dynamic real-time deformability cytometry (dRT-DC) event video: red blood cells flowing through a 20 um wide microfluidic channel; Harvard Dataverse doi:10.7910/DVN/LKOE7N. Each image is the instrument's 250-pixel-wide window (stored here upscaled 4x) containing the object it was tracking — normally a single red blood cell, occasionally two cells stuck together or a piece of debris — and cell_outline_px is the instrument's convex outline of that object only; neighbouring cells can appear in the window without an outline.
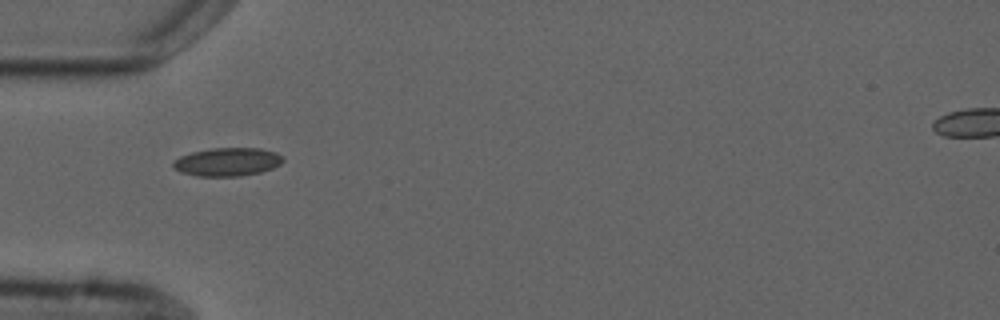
{"species": "common noctule bat (a hibernating species)", "species_latin": "Nyctalus noctula", "temperature_condition": "cold", "stored_images_in_passage": 2, "camera_frame_rate_fps": 3000, "um_per_image_px": 0.085, "animal": {"sex": "male", "forearm_length_mm": 52.5}, "frame": {"image": 1, "passage_image": 1, "time_ms": 0.0, "image_size_px": [1000, 320], "cell_outline_px": [[284, 160], [280, 164], [272, 168], [260, 172], [240, 176], [196, 176], [180, 172], [172, 164], [172, 160], [180, 156], [192, 152], [212, 148], [260, 148], [276, 152], [284, 156]], "centroid_in_image_um": [19.33, 13.75], "position_along_channel_um": 65.7, "area_um2": 18.21}}
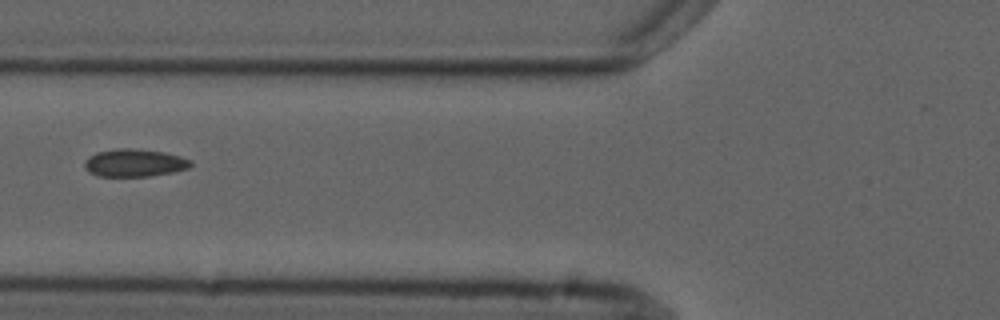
{"frame": {"image": 2, "passage_image": 2, "time_ms": 1.333, "image_size_px": [1000, 320], "cell_outline_px": [[192, 164], [188, 168], [172, 172], [148, 176], [96, 176], [88, 172], [84, 168], [84, 160], [88, 156], [96, 152], [116, 148], [128, 148], [164, 152], [180, 156], [192, 160]], "centroid_in_image_um": [11.38, 13.84], "position_along_channel_um": 114.4, "area_um2": 17.22}}